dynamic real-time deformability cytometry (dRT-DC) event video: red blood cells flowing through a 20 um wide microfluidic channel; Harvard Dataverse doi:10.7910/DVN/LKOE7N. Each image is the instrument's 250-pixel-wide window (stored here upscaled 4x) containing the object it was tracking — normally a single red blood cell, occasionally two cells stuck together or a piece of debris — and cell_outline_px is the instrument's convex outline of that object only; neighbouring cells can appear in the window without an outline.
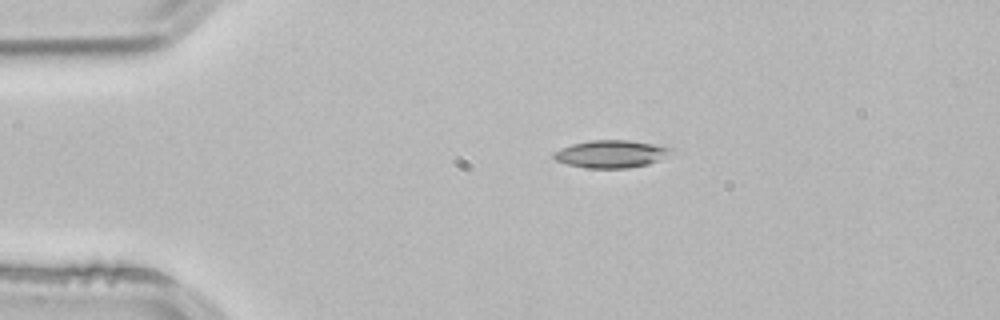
{"species": "common noctule bat (a hibernating species)", "species_latin": "Nyctalus noctula", "temperature_condition": "room temperature", "stored_images_in_passage": 2, "camera_frame_rate_fps": 3000, "um_per_image_px": 0.085, "animal": {"sex": "male", "body_mass_g": 21.5, "forearm_length_mm": 52.0}, "frame": {"image": 1, "passage_image": 1, "time_ms": 0.0, "image_size_px": [1000, 320], "cell_outline_px": [[672, 148], [668, 152], [656, 160], [648, 164], [628, 168], [584, 168], [568, 164], [556, 160], [552, 156], [552, 152], [560, 148], [572, 144], [592, 140], [628, 140], [652, 144]], "centroid_in_image_um": [51.82, 13.09], "position_along_channel_um": 33.2, "area_um2": 18.44}}
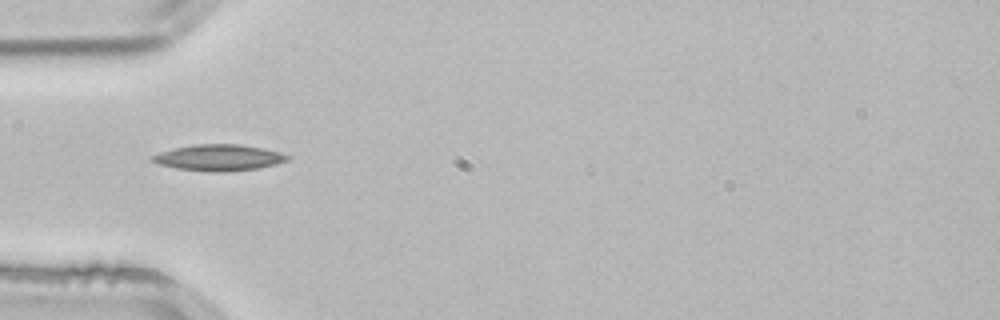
{"frame": {"image": 2, "passage_image": 2, "time_ms": 0.333, "image_size_px": [1000, 320], "cell_outline_px": [[292, 160], [276, 164], [256, 168], [228, 172], [208, 172], [176, 168], [160, 164], [152, 160], [152, 156], [160, 152], [176, 148], [196, 144], [240, 144], [264, 148], [280, 152], [292, 156]], "centroid_in_image_um": [18.69, 13.4], "position_along_channel_um": 66.3, "area_um2": 20.69}}